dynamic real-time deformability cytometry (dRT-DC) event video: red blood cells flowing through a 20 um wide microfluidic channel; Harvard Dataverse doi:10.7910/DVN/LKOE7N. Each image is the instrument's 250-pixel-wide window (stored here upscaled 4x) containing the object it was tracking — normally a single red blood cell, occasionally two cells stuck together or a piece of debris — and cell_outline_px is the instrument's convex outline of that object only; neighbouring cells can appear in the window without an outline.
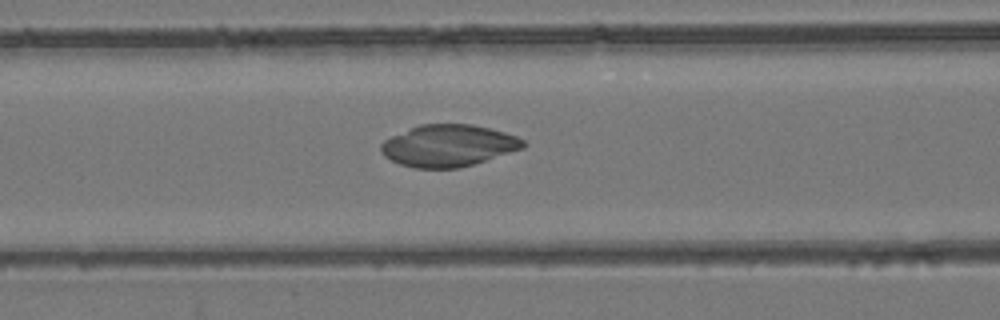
{"species": "common noctule bat (a hibernating species)", "species_latin": "Nyctalus noctula", "temperature_condition": "room temperature", "stored_images_in_passage": 52, "camera_frame_rate_fps": 3000, "um_per_image_px": 0.085, "animal": {"sex": "female", "body_mass_g": 24.6, "forearm_length_mm": 56.2}, "frame": {"image": 1, "passage_image": 21, "time_ms": 6.667, "image_size_px": [1000, 320], "cell_outline_px": [[528, 144], [524, 148], [460, 168], [416, 168], [400, 164], [384, 156], [380, 152], [380, 144], [384, 140], [392, 136], [420, 124], [472, 124], [504, 132], [516, 136], [524, 140]], "centroid_in_image_um": [38.11, 12.38], "position_along_channel_um": 128.5, "area_um2": 34.56}}
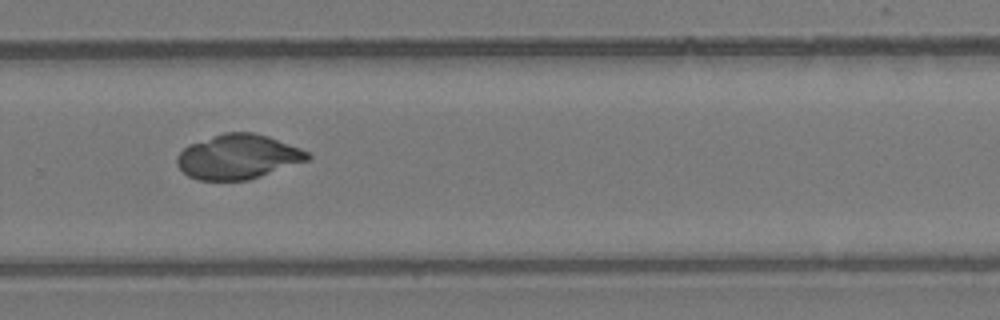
{"frame": {"image": 2, "passage_image": 35, "time_ms": 11.333, "image_size_px": [1000, 320], "cell_outline_px": [[312, 156], [308, 160], [248, 180], [200, 180], [188, 176], [176, 164], [176, 156], [188, 144], [224, 132], [256, 132], [268, 136], [300, 148], [308, 152]], "centroid_in_image_um": [20.21, 13.31], "position_along_channel_um": 309.6, "area_um2": 33.87}}
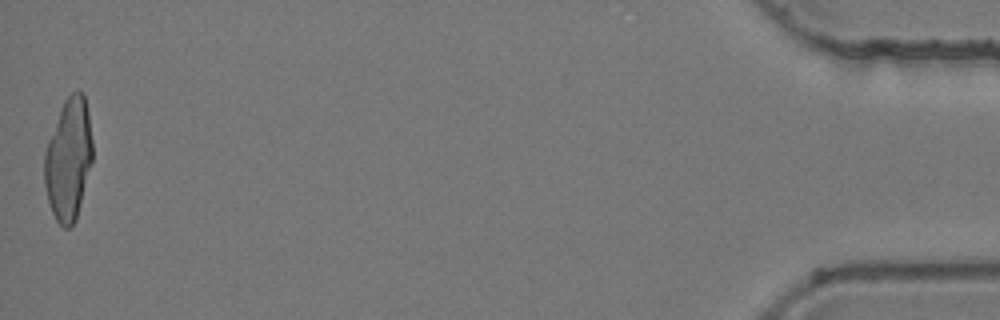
{"frame": {"image": 3, "passage_image": 52, "time_ms": 17.0, "image_size_px": [1000, 320], "cell_outline_px": [[92, 160], [76, 220], [68, 228], [64, 228], [56, 220], [52, 212], [48, 200], [44, 184], [44, 156], [48, 140], [60, 108], [64, 100], [72, 92], [84, 92], [88, 112], [92, 140]], "centroid_in_image_um": [5.81, 13.53], "position_along_channel_um": 429.4, "area_um2": 34.04}}